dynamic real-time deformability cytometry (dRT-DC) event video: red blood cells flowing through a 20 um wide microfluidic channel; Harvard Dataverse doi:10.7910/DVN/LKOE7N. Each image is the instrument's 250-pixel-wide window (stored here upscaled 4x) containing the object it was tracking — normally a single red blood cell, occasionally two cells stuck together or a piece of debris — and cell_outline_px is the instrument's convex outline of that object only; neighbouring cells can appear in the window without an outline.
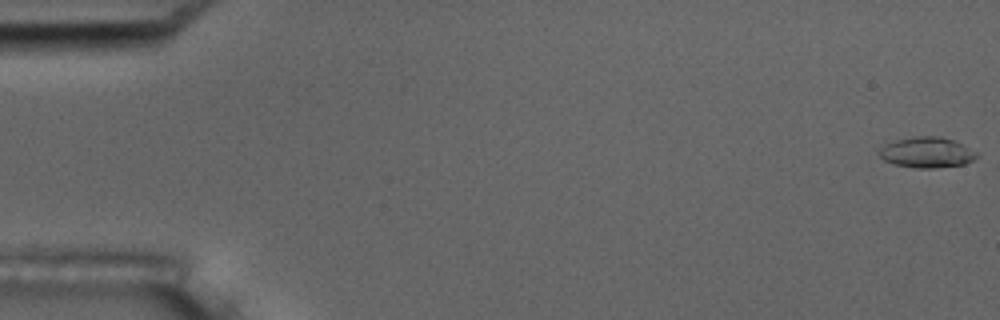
{"species": "common noctule bat (a hibernating species)", "species_latin": "Nyctalus noctula", "temperature_condition": "room temperature", "stored_images_in_passage": 55, "camera_frame_rate_fps": 3000, "um_per_image_px": 0.085, "animal": {"sex": "male", "body_mass_g": 17.5, "forearm_length_mm": 52.3}, "frame": {"image": 1, "passage_image": 1, "time_ms": 0.0, "image_size_px": [1000, 320], "cell_outline_px": [[976, 156], [972, 160], [964, 164], [936, 168], [916, 168], [892, 164], [884, 160], [880, 156], [880, 148], [884, 144], [896, 140], [916, 136], [940, 136], [956, 140], [976, 152]], "centroid_in_image_um": [78.77, 12.95], "position_along_channel_um": 6.2, "area_um2": 17.4}}
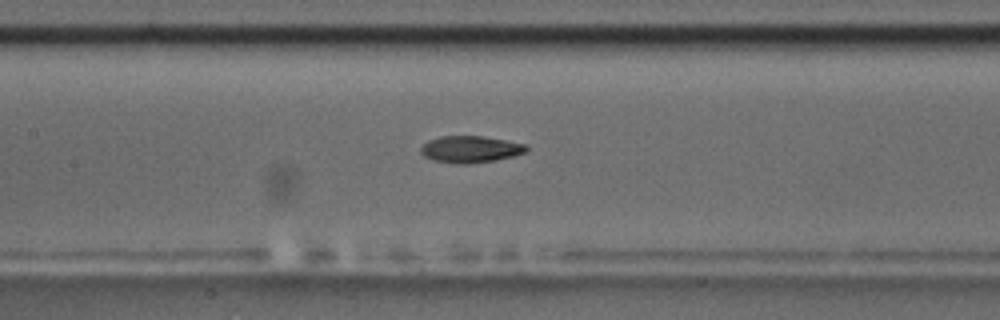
{"frame": {"image": 2, "passage_image": 26, "time_ms": 8.333, "image_size_px": [1000, 320], "cell_outline_px": [[528, 148], [524, 152], [512, 156], [496, 160], [468, 164], [456, 164], [432, 160], [424, 156], [420, 152], [420, 148], [428, 140], [440, 136], [484, 136], [524, 144]], "centroid_in_image_um": [39.93, 12.69], "position_along_channel_um": 167.5, "area_um2": 16.42}}
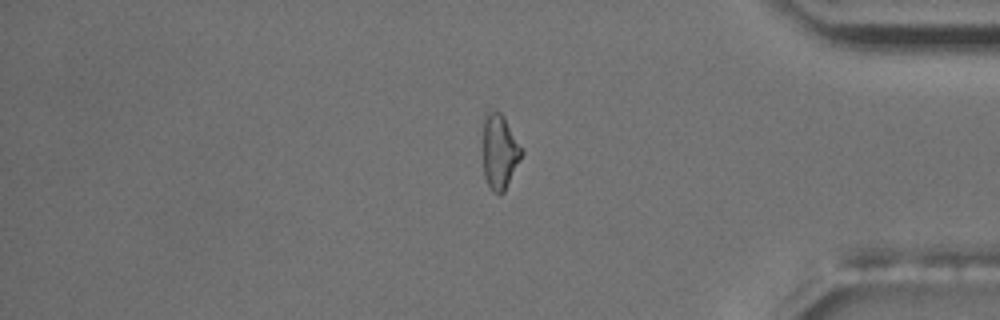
{"frame": {"image": 3, "passage_image": 46, "time_ms": 15.0, "image_size_px": [1000, 320], "cell_outline_px": [[524, 152], [504, 192], [500, 196], [492, 192], [484, 176], [484, 116], [488, 112], [500, 112], [504, 116], [524, 148]], "centroid_in_image_um": [42.5, 12.92], "position_along_channel_um": 392.7, "area_um2": 16.94}, "authors_computed_cell_mechanics": {"area_um2": 16.473, "velocity_mm_per_s": 3.7472, "shape_relaxation_time_tau1_ms": 7.2914, "shape_relaxation_time_tau2_ms": 10.6875, "deformation_change_tau1": 0.1839, "deformation_change_tau2": 0.2042}}